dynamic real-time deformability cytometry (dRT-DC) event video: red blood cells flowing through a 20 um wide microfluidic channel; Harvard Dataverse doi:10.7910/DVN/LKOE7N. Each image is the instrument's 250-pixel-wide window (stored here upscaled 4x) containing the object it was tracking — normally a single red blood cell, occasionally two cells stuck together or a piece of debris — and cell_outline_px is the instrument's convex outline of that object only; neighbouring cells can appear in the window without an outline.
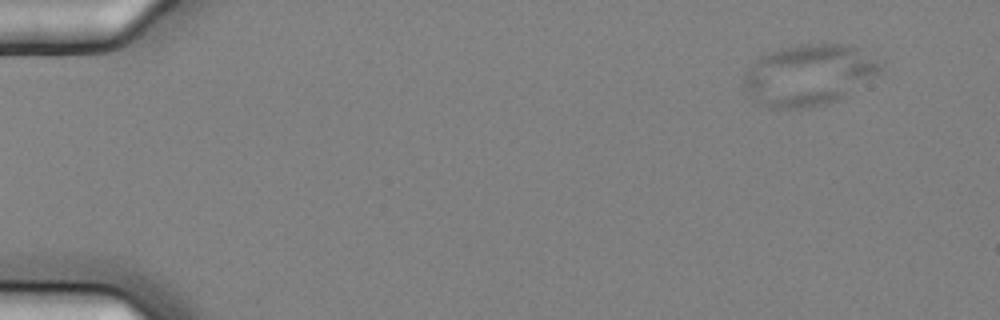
{"species": "common noctule bat (a hibernating species)", "species_latin": "Nyctalus noctula", "temperature_condition": "cold", "stored_images_in_passage": 7, "camera_frame_rate_fps": 3000, "um_per_image_px": 0.085, "animal": {"sex": "female", "body_mass_g": 25.1}, "frame": {"image": 1, "passage_image": 2, "time_ms": 0.333, "image_size_px": [1000, 320], "cell_outline_px": [[884, 64], [876, 72], [836, 100], [828, 104], [808, 108], [768, 108], [756, 104], [744, 88], [744, 72], [760, 56], [780, 48], [800, 44], [840, 44], [860, 48]], "centroid_in_image_um": [68.64, 6.37], "position_along_channel_um": 16.4, "area_um2": 48.09}}
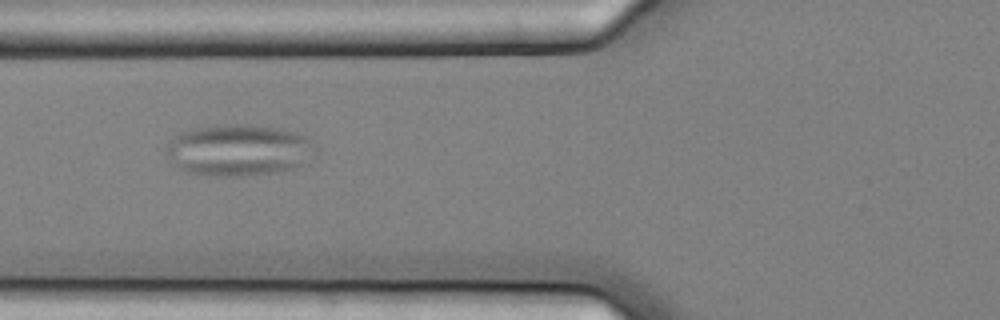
{"frame": {"image": 2, "passage_image": 7, "time_ms": 2.0, "image_size_px": [1000, 320], "cell_outline_px": [[308, 140], [300, 164], [296, 168], [276, 172], [244, 176], [208, 176], [188, 172], [180, 168], [164, 152], [164, 148], [180, 132], [196, 128], [216, 124], [248, 124], [280, 128], [296, 132], [308, 136]], "centroid_in_image_um": [20.13, 12.75], "position_along_channel_um": 105.7, "area_um2": 43.75}}